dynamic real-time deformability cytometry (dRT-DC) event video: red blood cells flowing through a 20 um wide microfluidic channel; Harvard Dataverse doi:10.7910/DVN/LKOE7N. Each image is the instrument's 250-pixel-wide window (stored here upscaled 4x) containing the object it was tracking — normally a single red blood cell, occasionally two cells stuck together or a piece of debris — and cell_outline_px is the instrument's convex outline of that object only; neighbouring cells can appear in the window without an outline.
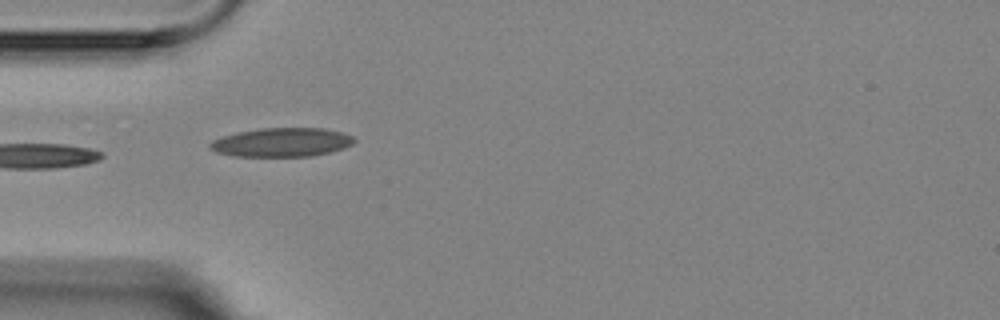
{"species": "Egyptian fruit bat (a non-hibernating species)", "species_latin": "Rousettus aegyptiacus", "temperature_condition": "room temperature", "stored_images_in_passage": 7, "camera_frame_rate_fps": 3000, "um_per_image_px": 0.085, "animal": {"sex": "female"}, "frame": {"image": 1, "passage_image": 5, "time_ms": 4.667, "image_size_px": [1000, 320], "cell_outline_px": [[356, 140], [352, 144], [344, 148], [328, 152], [308, 156], [232, 156], [216, 152], [208, 148], [208, 144], [212, 140], [236, 132], [260, 128], [324, 128], [340, 132], [352, 136]], "centroid_in_image_um": [23.9, 12.09], "position_along_channel_um": 61.1, "area_um2": 24.22}}
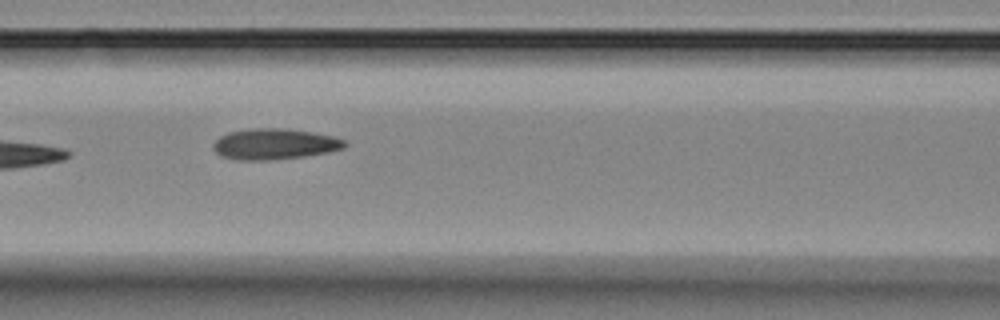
{"frame": {"image": 2, "passage_image": 7, "time_ms": 7.0, "image_size_px": [1000, 320], "cell_outline_px": [[348, 144], [344, 148], [328, 152], [304, 156], [268, 160], [240, 160], [220, 156], [212, 148], [212, 144], [220, 136], [228, 132], [248, 128], [288, 128], [312, 132], [332, 136], [344, 140]], "centroid_in_image_um": [23.31, 12.23], "position_along_channel_um": 143.3, "area_um2": 23.76}}